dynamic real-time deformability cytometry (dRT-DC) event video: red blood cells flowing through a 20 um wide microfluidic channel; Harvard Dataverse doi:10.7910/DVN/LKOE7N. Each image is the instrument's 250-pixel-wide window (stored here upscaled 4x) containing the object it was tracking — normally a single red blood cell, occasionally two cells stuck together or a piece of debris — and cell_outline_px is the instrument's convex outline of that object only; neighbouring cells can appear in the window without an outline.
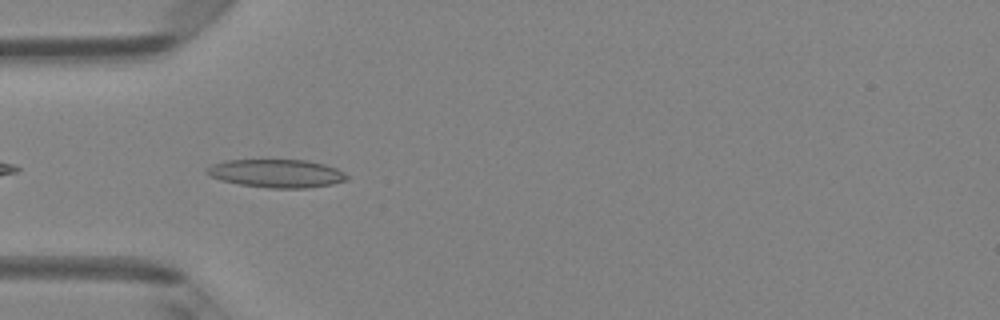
{"species": "Egyptian fruit bat (a non-hibernating species)", "species_latin": "Rousettus aegyptiacus", "temperature_condition": "room temperature", "stored_images_in_passage": 30, "camera_frame_rate_fps": 3000, "um_per_image_px": 0.085, "animal": {"sex": "female"}, "frame": {"image": 1, "passage_image": 1, "time_ms": 0.0, "image_size_px": [1000, 320], "cell_outline_px": [[348, 180], [332, 184], [304, 188], [268, 188], [240, 184], [220, 180], [204, 172], [204, 168], [212, 164], [224, 160], [308, 160], [324, 164], [336, 168], [344, 172], [348, 176]], "centroid_in_image_um": [23.49, 14.73], "position_along_channel_um": 61.5, "area_um2": 23.12}}
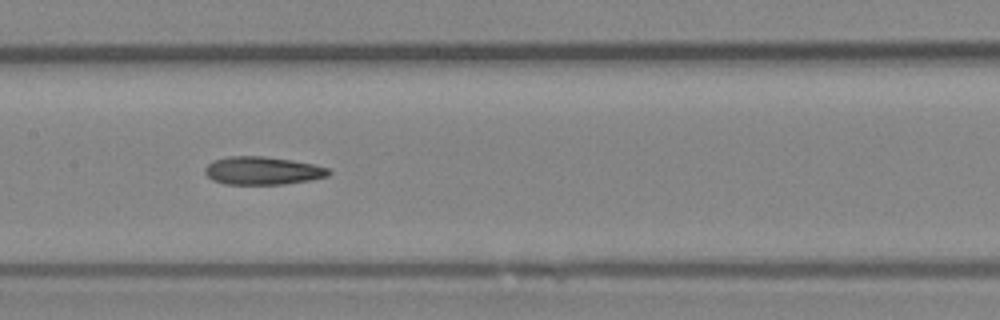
{"frame": {"image": 2, "passage_image": 10, "time_ms": 3.0, "image_size_px": [1000, 320], "cell_outline_px": [[332, 172], [328, 176], [312, 180], [284, 184], [224, 184], [212, 180], [204, 172], [204, 168], [208, 164], [216, 160], [228, 156], [264, 156], [292, 160], [316, 164], [328, 168]], "centroid_in_image_um": [22.35, 14.51], "position_along_channel_um": 185.0, "area_um2": 20.35}}
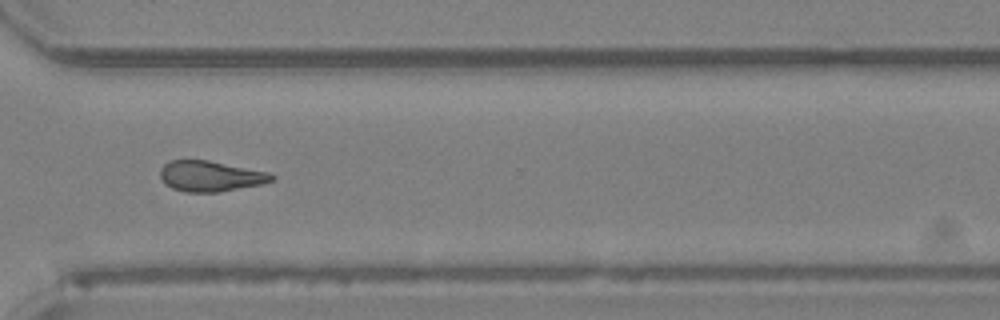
{"frame": {"image": 3, "passage_image": 22, "time_ms": 7.0, "image_size_px": [1000, 320], "cell_outline_px": [[276, 176], [272, 180], [260, 184], [220, 192], [184, 192], [172, 188], [164, 184], [160, 176], [160, 168], [164, 164], [172, 160], [208, 160], [268, 172]], "centroid_in_image_um": [17.85, 14.97], "position_along_channel_um": 352.8, "area_um2": 19.83}, "authors_computed_cell_mechanics": {"area_um2": 20.519, "velocity_mm_per_s": 4.1874, "shape_relaxation_time_tau1_ms": 5.5977, "shape_relaxation_time_tau2_ms": 4.1617, "deformation_change_tau1": 0.1591, "deformation_change_tau2": 0.1438}}